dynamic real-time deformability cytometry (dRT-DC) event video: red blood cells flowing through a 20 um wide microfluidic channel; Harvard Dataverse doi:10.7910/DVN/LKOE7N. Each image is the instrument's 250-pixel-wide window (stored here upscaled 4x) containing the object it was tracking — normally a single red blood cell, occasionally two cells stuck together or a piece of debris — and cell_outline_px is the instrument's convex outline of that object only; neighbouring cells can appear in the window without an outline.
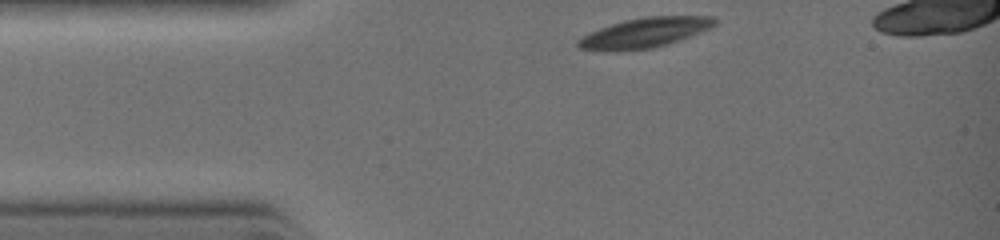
{"species": "common noctule bat (a hibernating species)", "species_latin": "Nyctalus noctula", "temperature_condition": "warm", "stored_images_in_passage": 14, "camera_frame_rate_fps": 3000, "um_per_image_px": 0.085, "animal": {"sex": "female", "body_mass_g": 19.0, "forearm_length_mm": 51.5}, "frame": {"image": 1, "passage_image": 1, "time_ms": 0.0, "image_size_px": [1000, 240], "cell_outline_px": [[716, 24], [700, 32], [668, 44], [652, 48], [580, 48], [576, 44], [576, 40], [588, 32], [624, 20], [644, 16], [712, 16], [716, 20]], "centroid_in_image_um": [54.86, 2.72], "position_along_channel_um": 30.1, "area_um2": 22.77}}
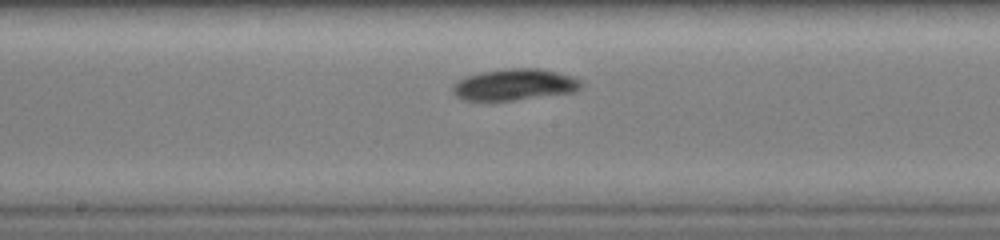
{"frame": {"image": 2, "passage_image": 10, "time_ms": 3.667, "image_size_px": [1000, 240], "cell_outline_px": [[580, 84], [572, 92], [512, 100], [464, 100], [456, 96], [452, 92], [452, 84], [464, 76], [480, 72], [504, 68], [536, 68], [556, 72], [572, 76], [580, 80]], "centroid_in_image_um": [43.63, 7.18], "position_along_channel_um": 204.6, "area_um2": 23.24}}
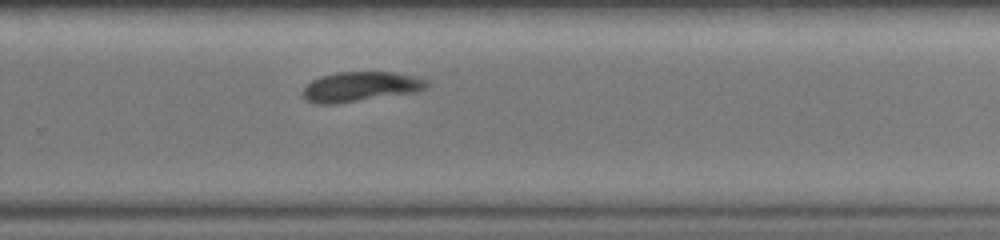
{"frame": {"image": 3, "passage_image": 14, "time_ms": 5.333, "image_size_px": [1000, 240], "cell_outline_px": [[428, 84], [424, 88], [416, 92], [332, 104], [316, 104], [308, 100], [304, 96], [304, 88], [312, 80], [320, 76], [340, 72], [392, 72], [416, 76], [428, 80]], "centroid_in_image_um": [30.66, 7.35], "position_along_channel_um": 299.1, "area_um2": 21.21}}